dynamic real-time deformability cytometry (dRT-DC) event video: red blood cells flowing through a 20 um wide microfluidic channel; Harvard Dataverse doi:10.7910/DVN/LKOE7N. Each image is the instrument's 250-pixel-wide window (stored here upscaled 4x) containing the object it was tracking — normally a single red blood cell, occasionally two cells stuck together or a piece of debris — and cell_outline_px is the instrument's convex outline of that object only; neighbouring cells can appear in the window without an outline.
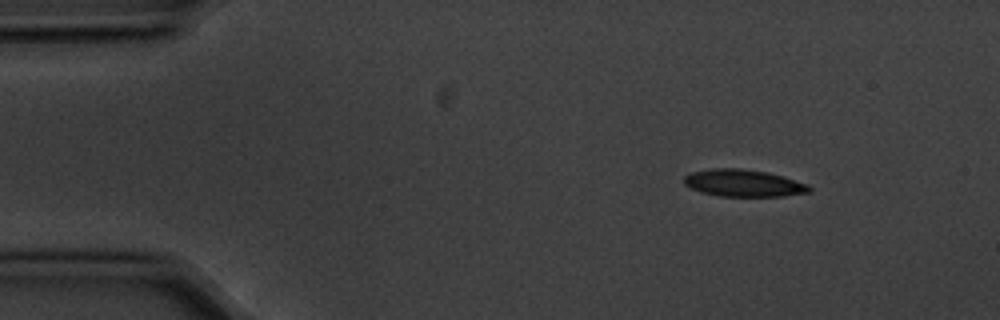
{"species": "common noctule bat (a hibernating species)", "species_latin": "Nyctalus noctula", "temperature_condition": "cold", "stored_images_in_passage": 3, "camera_frame_rate_fps": 3000, "um_per_image_px": 0.085, "animal": {"sex": "male", "body_mass_g": 20.1, "forearm_length_mm": 53.5}, "frame": {"image": 1, "passage_image": 1, "time_ms": 0.0, "image_size_px": [1000, 320], "cell_outline_px": [[812, 192], [784, 196], [720, 196], [700, 192], [684, 184], [684, 176], [692, 172], [712, 168], [740, 168], [768, 172], [784, 176], [808, 184], [812, 188]], "centroid_in_image_um": [63.23, 15.56], "position_along_channel_um": 21.8, "area_um2": 19.94}}